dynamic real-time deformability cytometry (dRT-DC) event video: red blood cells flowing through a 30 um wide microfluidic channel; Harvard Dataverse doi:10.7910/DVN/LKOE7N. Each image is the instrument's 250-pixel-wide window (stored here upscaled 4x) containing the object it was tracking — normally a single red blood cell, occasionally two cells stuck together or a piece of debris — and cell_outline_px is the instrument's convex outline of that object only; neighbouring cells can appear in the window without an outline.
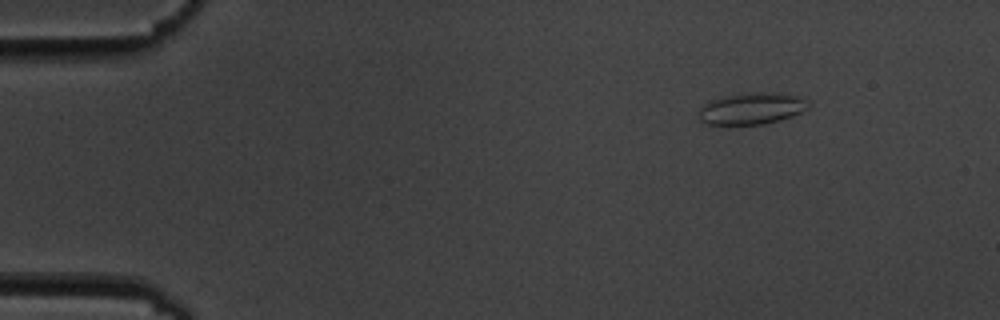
{"species": "common noctule bat (a hibernating species)", "species_latin": "Nyctalus noctula", "temperature_condition": "cold", "stored_images_in_passage": 7, "camera_frame_rate_fps": 3000, "um_per_image_px": 0.085, "animal": {"sex": "male", "body_mass_g": 19.5, "forearm_length_mm": 54.6}, "frame": {"image": 1, "passage_image": 3, "time_ms": 2.333, "image_size_px": [1000, 320], "cell_outline_px": [[808, 108], [804, 112], [780, 120], [764, 124], [708, 124], [700, 120], [700, 108], [708, 100], [724, 96], [748, 92], [784, 92], [796, 96], [804, 100], [808, 104]], "centroid_in_image_um": [63.91, 9.21], "position_along_channel_um": 21.1, "area_um2": 20.29}}
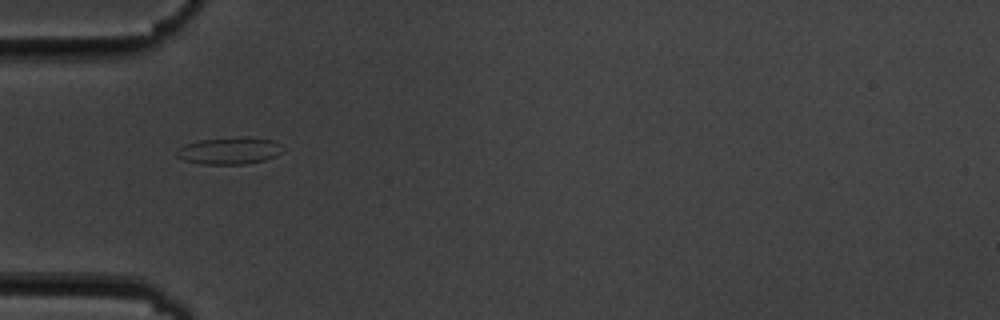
{"frame": {"image": 2, "passage_image": 6, "time_ms": 6.0, "image_size_px": [1000, 320], "cell_outline_px": [[284, 152], [276, 156], [264, 160], [244, 164], [200, 164], [184, 160], [176, 156], [176, 152], [184, 144], [200, 140], [240, 136], [244, 136], [272, 140], [280, 144]], "centroid_in_image_um": [19.51, 12.8], "position_along_channel_um": 65.5, "area_um2": 16.82}}
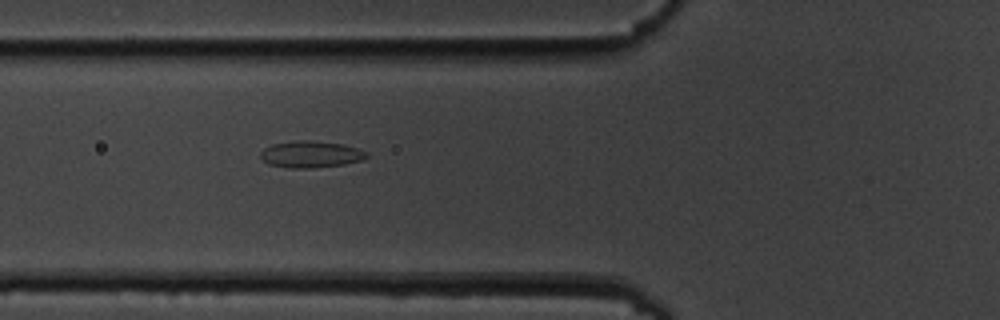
{"frame": {"image": 3, "passage_image": 7, "time_ms": 7.0, "image_size_px": [1000, 320], "cell_outline_px": [[368, 156], [364, 160], [344, 164], [312, 168], [288, 168], [268, 164], [260, 156], [260, 152], [264, 148], [272, 144], [300, 140], [312, 140], [344, 144], [360, 148], [368, 152]], "centroid_in_image_um": [26.46, 13.11], "position_along_channel_um": 99.3, "area_um2": 16.7}}